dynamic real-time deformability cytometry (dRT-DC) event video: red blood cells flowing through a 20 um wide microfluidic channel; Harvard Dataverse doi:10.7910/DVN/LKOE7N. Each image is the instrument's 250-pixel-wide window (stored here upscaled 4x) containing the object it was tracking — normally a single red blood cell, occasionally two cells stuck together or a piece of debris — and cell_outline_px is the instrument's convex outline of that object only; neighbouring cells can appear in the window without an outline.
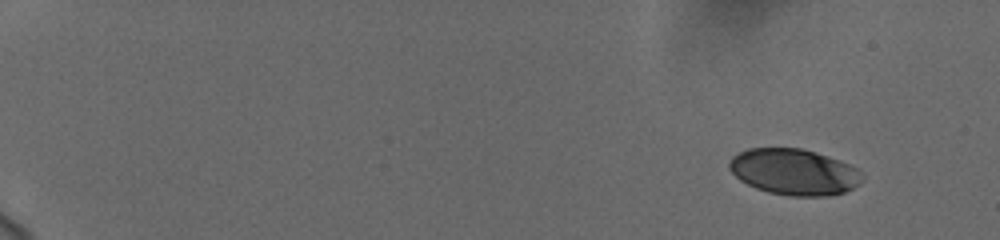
{"species": "human", "species_latin": "Homo sapiens", "temperature_condition": "cold", "stored_images_in_passage": 54, "camera_frame_rate_fps": 3000, "um_per_image_px": 0.085, "donor": {"sex": "female"}, "frame": {"image": 1, "passage_image": 1, "time_ms": 0.0, "image_size_px": [1000, 240], "cell_outline_px": [[864, 180], [852, 188], [844, 192], [828, 196], [792, 196], [768, 192], [756, 188], [740, 180], [728, 168], [728, 164], [732, 156], [748, 148], [800, 148], [840, 160], [856, 168], [864, 176]], "centroid_in_image_um": [67.49, 14.61], "position_along_channel_um": 17.5, "area_um2": 35.6}}
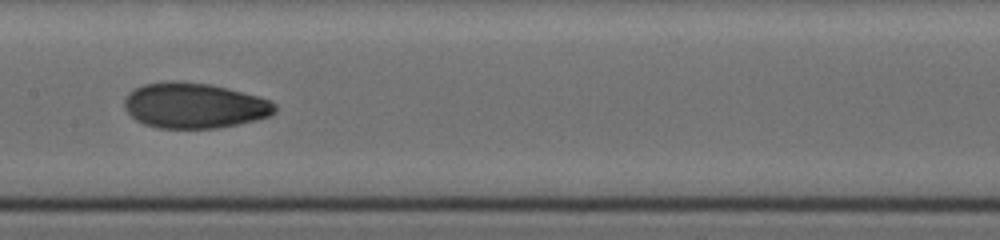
{"frame": {"image": 2, "passage_image": 29, "time_ms": 9.333, "image_size_px": [1000, 240], "cell_outline_px": [[276, 112], [272, 116], [256, 120], [216, 128], [160, 128], [144, 124], [136, 120], [124, 108], [124, 100], [128, 92], [144, 84], [172, 80], [208, 84], [228, 88], [272, 100], [276, 104]], "centroid_in_image_um": [16.53, 8.97], "position_along_channel_um": 190.9, "area_um2": 39.94}}
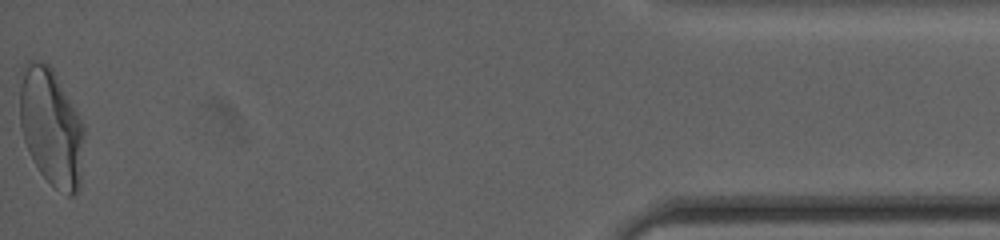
{"frame": {"image": 3, "passage_image": 54, "time_ms": 17.667, "image_size_px": [1000, 240], "cell_outline_px": [[84, 132], [80, 188], [72, 196], [68, 196], [56, 188], [40, 172], [32, 160], [24, 140], [20, 128], [20, 68], [28, 60], [32, 60], [48, 64], [52, 68], [76, 112], [84, 128]], "centroid_in_image_um": [4.32, 10.81], "position_along_channel_um": 430.9, "area_um2": 43.93}, "authors_computed_cell_mechanics": {"area_um2": 38.5526, "velocity_mm_per_s": 3.7282, "shape_relaxation_time_tau1_ms": 4.5708, "shape_relaxation_time_tau2_ms": 1.6455, "deformation_change_tau1": 0.1896, "deformation_change_tau2": 0.057}}